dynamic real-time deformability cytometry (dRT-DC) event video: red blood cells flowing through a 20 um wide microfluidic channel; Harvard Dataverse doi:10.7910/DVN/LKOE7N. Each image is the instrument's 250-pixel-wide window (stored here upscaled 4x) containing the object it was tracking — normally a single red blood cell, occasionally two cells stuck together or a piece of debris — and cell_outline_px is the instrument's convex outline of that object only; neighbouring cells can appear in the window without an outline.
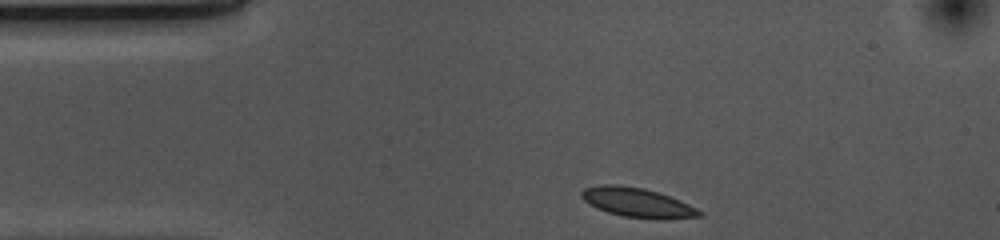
{"species": "common noctule bat (a hibernating species)", "species_latin": "Nyctalus noctula", "temperature_condition": "cold", "stored_images_in_passage": 33, "camera_frame_rate_fps": 3000, "um_per_image_px": 0.085, "animal": {"sex": "female", "body_mass_g": 10.0, "forearm_length_mm": 53.1}, "frame": {"image": 1, "passage_image": 1, "time_ms": 0.0, "image_size_px": [1000, 240], "cell_outline_px": [[704, 216], [624, 216], [608, 212], [596, 208], [588, 204], [580, 196], [580, 192], [584, 188], [600, 184], [616, 184], [644, 188], [680, 200], [704, 212]], "centroid_in_image_um": [54.04, 17.15], "position_along_channel_um": 31.0, "area_um2": 19.19}}
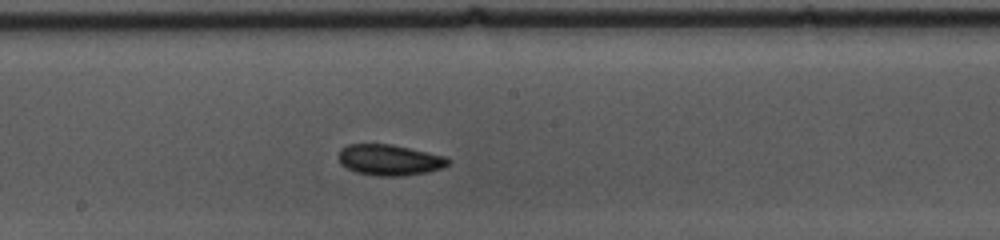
{"frame": {"image": 2, "passage_image": 19, "time_ms": 6.0, "image_size_px": [1000, 240], "cell_outline_px": [[452, 160], [444, 168], [428, 172], [400, 176], [376, 176], [356, 172], [340, 164], [340, 148], [348, 144], [392, 144], [448, 156]], "centroid_in_image_um": [33.17, 13.59], "position_along_channel_um": 215.0, "area_um2": 19.94}}
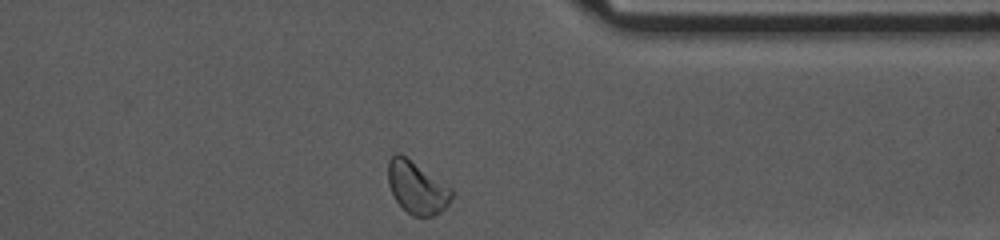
{"frame": {"image": 3, "passage_image": 33, "time_ms": 10.667, "image_size_px": [1000, 240], "cell_outline_px": [[452, 196], [448, 204], [440, 212], [432, 216], [412, 216], [396, 200], [388, 184], [388, 160], [396, 152], [400, 152], [452, 188]], "centroid_in_image_um": [35.42, 15.92], "position_along_channel_um": 376.0, "area_um2": 19.25}, "authors_computed_cell_mechanics": {"area_um2": 19.1896, "velocity_mm_per_s": 3.6511, "shape_relaxation_time_tau1_ms": 5.1671, "shape_relaxation_time_tau2_ms": null, "deformation_change_tau1": 0.0779, "deformation_change_tau2": null}}